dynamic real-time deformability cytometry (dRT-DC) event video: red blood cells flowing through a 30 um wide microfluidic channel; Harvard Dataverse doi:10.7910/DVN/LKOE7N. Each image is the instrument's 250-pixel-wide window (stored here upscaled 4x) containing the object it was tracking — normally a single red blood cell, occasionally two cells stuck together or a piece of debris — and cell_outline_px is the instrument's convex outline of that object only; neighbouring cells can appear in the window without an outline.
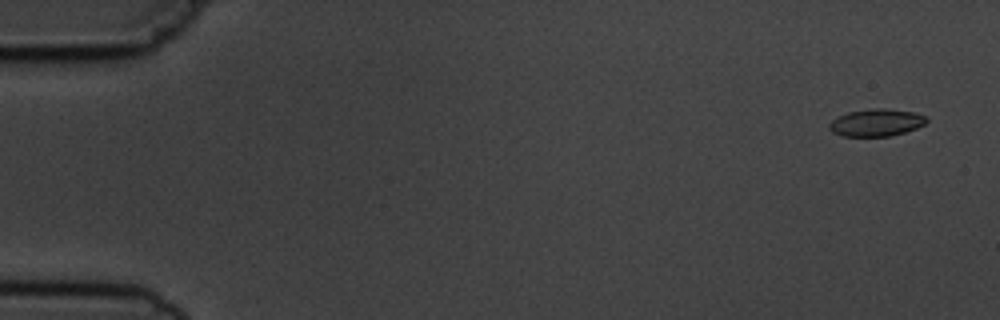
{"species": "common noctule bat (a hibernating species)", "species_latin": "Nyctalus noctula", "temperature_condition": "cold", "stored_images_in_passage": 4, "camera_frame_rate_fps": 3000, "um_per_image_px": 0.085, "animal": {"sex": "male", "body_mass_g": 19.5, "forearm_length_mm": 54.6}, "frame": {"image": 1, "passage_image": 1, "time_ms": 0.0, "image_size_px": [1000, 320], "cell_outline_px": [[928, 120], [924, 124], [916, 128], [892, 136], [844, 136], [832, 132], [828, 128], [828, 124], [836, 116], [848, 112], [872, 108], [884, 108], [912, 112], [928, 116]], "centroid_in_image_um": [74.47, 10.41], "position_along_channel_um": 10.5, "area_um2": 15.55}}
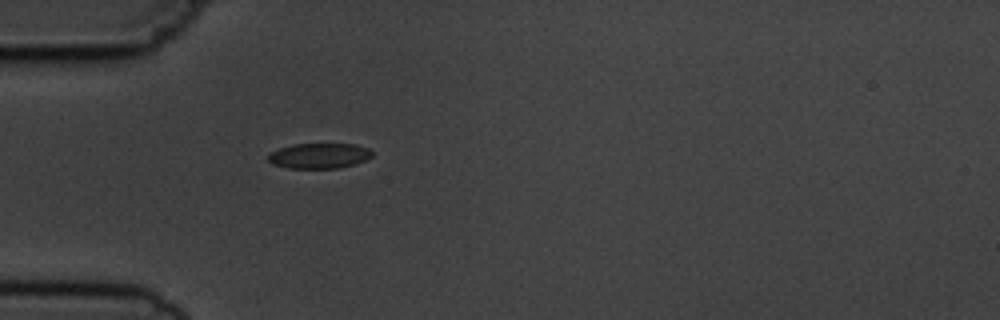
{"frame": {"image": 2, "passage_image": 4, "time_ms": 4.667, "image_size_px": [1000, 320], "cell_outline_px": [[372, 156], [364, 160], [340, 168], [288, 168], [272, 164], [268, 160], [268, 156], [272, 152], [280, 148], [292, 144], [356, 144], [368, 148], [372, 152]], "centroid_in_image_um": [27.12, 13.24], "position_along_channel_um": 57.9, "area_um2": 15.2}}